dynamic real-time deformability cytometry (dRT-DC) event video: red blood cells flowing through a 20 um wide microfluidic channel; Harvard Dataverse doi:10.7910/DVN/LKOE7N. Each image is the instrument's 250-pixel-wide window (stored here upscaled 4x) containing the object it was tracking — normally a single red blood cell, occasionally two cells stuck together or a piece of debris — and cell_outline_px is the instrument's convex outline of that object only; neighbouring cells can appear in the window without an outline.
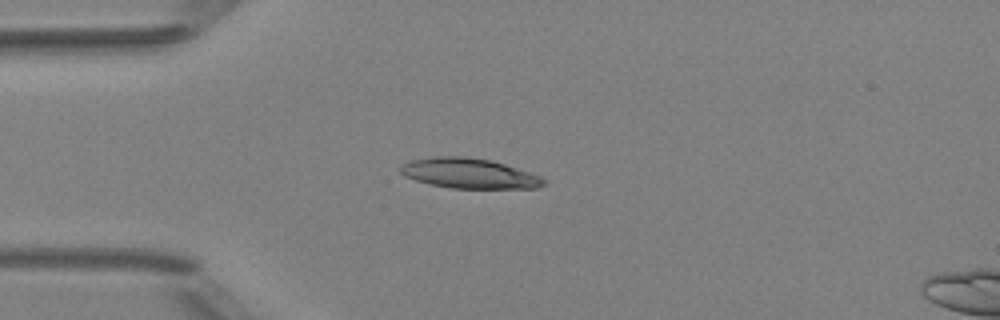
{"species": "Egyptian fruit bat (a non-hibernating species)", "species_latin": "Rousettus aegyptiacus", "temperature_condition": "room temperature", "stored_images_in_passage": 1, "camera_frame_rate_fps": 3000, "um_per_image_px": 0.085, "animal": {"sex": "female"}, "frame": {"image": 1, "passage_image": 1, "time_ms": 0.0, "image_size_px": [1000, 320], "cell_outline_px": [[548, 184], [536, 188], [452, 188], [428, 184], [404, 176], [400, 172], [400, 168], [404, 164], [412, 160], [432, 156], [464, 156], [492, 160], [540, 176], [548, 180]], "centroid_in_image_um": [39.9, 14.74], "position_along_channel_um": 45.1, "area_um2": 25.14}}